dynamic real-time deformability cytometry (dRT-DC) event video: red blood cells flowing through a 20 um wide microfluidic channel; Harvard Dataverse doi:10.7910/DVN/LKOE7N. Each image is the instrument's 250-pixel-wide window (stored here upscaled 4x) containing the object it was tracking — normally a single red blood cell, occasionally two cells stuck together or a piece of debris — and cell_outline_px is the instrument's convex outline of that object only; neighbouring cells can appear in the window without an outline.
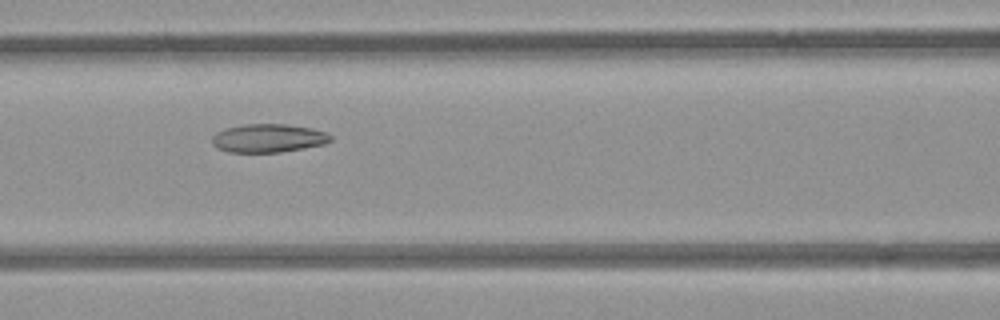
{"species": "common noctule bat (a hibernating species)", "species_latin": "Nyctalus noctula", "temperature_condition": "room temperature", "stored_images_in_passage": 38, "camera_frame_rate_fps": 3000, "um_per_image_px": 0.085, "animal": {"sex": "female", "body_mass_g": 21.9}, "frame": {"image": 1, "passage_image": 13, "time_ms": 4.0, "image_size_px": [1000, 320], "cell_outline_px": [[332, 140], [324, 144], [280, 152], [228, 152], [216, 148], [212, 144], [212, 136], [216, 132], [224, 128], [244, 124], [284, 124], [312, 128], [324, 132], [332, 136]], "centroid_in_image_um": [22.76, 11.74], "position_along_channel_um": 143.8, "area_um2": 19.65}}
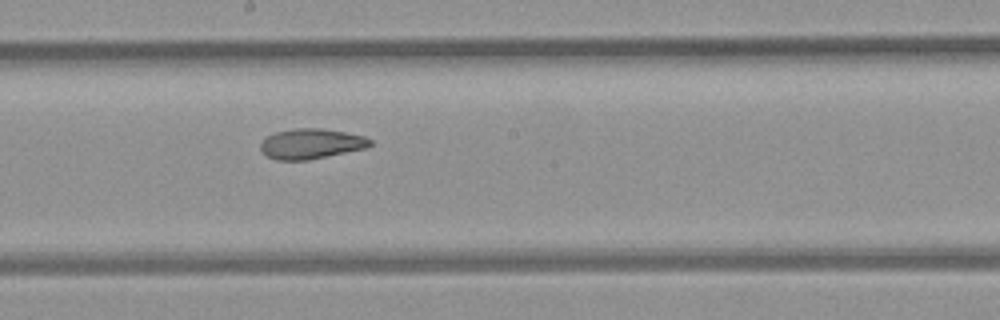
{"frame": {"image": 2, "passage_image": 19, "time_ms": 6.0, "image_size_px": [1000, 320], "cell_outline_px": [[372, 144], [364, 148], [308, 160], [276, 160], [264, 156], [260, 148], [260, 144], [268, 136], [276, 132], [292, 128], [324, 128], [364, 136], [372, 140]], "centroid_in_image_um": [26.4, 12.22], "position_along_channel_um": 221.8, "area_um2": 19.25}}
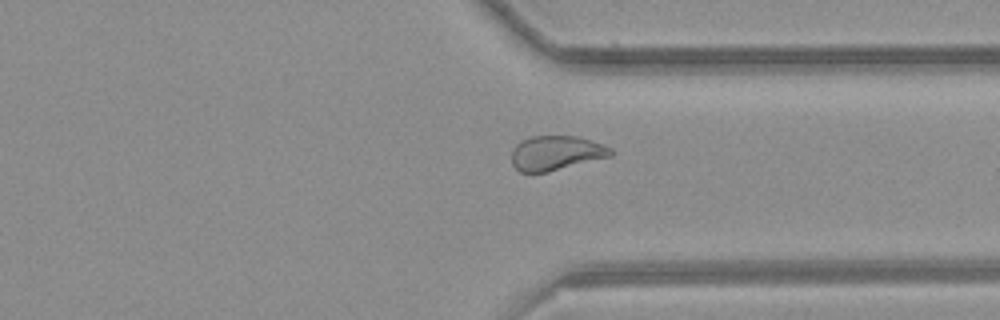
{"frame": {"image": 3, "passage_image": 30, "time_ms": 9.667, "image_size_px": [1000, 320], "cell_outline_px": [[612, 156], [548, 172], [520, 172], [512, 164], [512, 152], [516, 144], [520, 140], [532, 136], [576, 136], [604, 144], [612, 148]], "centroid_in_image_um": [47.27, 13.0], "position_along_channel_um": 364.1, "area_um2": 20.0}, "authors_computed_cell_mechanics": {"area_um2": 20.3745, "velocity_mm_per_s": 3.9014, "shape_relaxation_time_tau1_ms": null, "shape_relaxation_time_tau2_ms": 3.687, "deformation_change_tau1": null, "deformation_change_tau2": 0.1017}}